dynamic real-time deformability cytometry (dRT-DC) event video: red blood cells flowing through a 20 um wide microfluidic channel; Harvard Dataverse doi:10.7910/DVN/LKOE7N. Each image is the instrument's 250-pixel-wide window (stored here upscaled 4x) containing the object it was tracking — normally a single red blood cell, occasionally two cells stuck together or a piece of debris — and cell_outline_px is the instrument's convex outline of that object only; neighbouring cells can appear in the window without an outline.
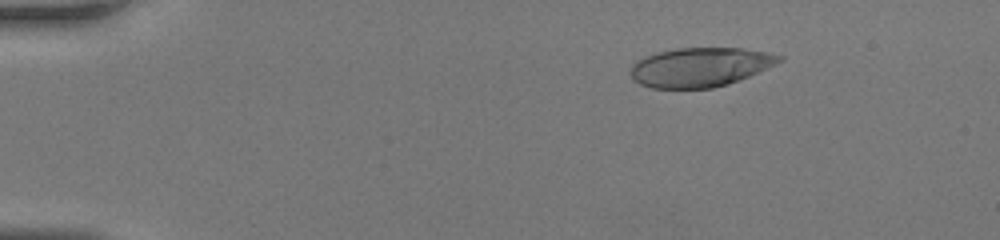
{"species": "human", "species_latin": "Homo sapiens", "temperature_condition": "room temperature", "stored_images_in_passage": 49, "camera_frame_rate_fps": 3000, "um_per_image_px": 0.085, "donor": {"sex": "female"}, "frame": {"image": 1, "passage_image": 8, "time_ms": 2.333, "image_size_px": [1000, 240], "cell_outline_px": [[784, 60], [748, 76], [728, 84], [712, 88], [652, 88], [640, 84], [632, 76], [632, 64], [636, 60], [660, 52], [676, 48], [740, 48], [768, 52], [784, 56]], "centroid_in_image_um": [59.54, 5.7], "position_along_channel_um": 25.5, "area_um2": 33.58}}
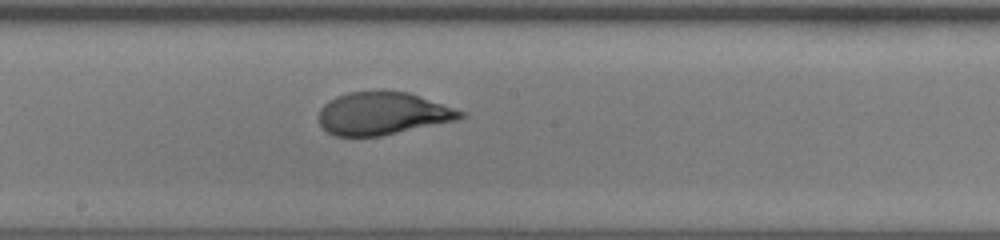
{"frame": {"image": 2, "passage_image": 28, "time_ms": 9.0, "image_size_px": [1000, 240], "cell_outline_px": [[464, 116], [456, 120], [380, 136], [336, 136], [328, 132], [320, 124], [320, 108], [328, 100], [336, 96], [348, 92], [408, 92], [464, 112]], "centroid_in_image_um": [32.48, 9.66], "position_along_channel_um": 215.7, "area_um2": 34.51}}
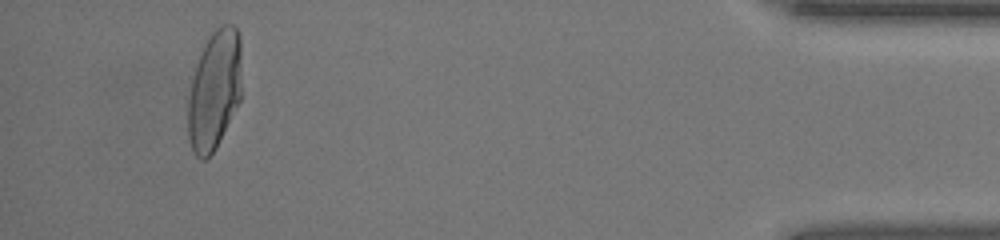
{"frame": {"image": 3, "passage_image": 46, "time_ms": 15.0, "image_size_px": [1000, 240], "cell_outline_px": [[240, 100], [216, 148], [204, 160], [200, 160], [192, 152], [188, 140], [188, 96], [196, 64], [204, 44], [212, 32], [216, 28], [224, 24], [232, 24], [236, 28], [240, 36]], "centroid_in_image_um": [18.21, 7.67], "position_along_channel_um": 417.0, "area_um2": 37.34}}